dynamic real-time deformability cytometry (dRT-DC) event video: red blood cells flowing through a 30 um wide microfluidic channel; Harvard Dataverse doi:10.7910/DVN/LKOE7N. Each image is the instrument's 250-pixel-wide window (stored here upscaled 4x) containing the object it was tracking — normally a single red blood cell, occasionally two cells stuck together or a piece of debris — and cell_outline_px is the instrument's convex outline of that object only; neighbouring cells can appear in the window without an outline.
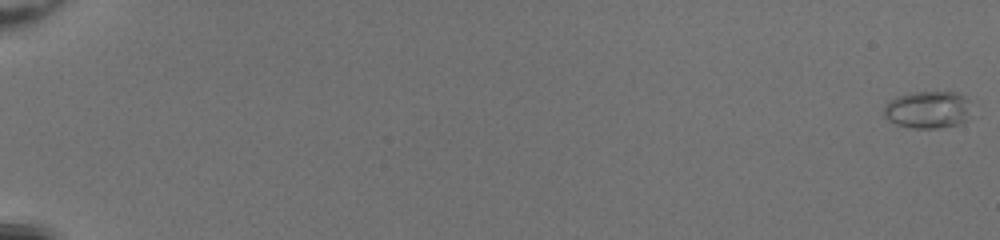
{"species": "common noctule bat (a hibernating species)", "species_latin": "Nyctalus noctula", "temperature_condition": "room temperature", "stored_images_in_passage": 53, "camera_frame_rate_fps": 3000, "um_per_image_px": 0.085, "animal": {"sex": "female", "body_mass_g": 20.0, "forearm_length_mm": 54.0}, "frame": {"image": 1, "passage_image": 1, "time_ms": 0.0, "image_size_px": [1000, 240], "cell_outline_px": [[968, 120], [960, 124], [940, 128], [912, 128], [896, 124], [888, 120], [884, 116], [884, 108], [896, 96], [912, 92], [956, 92], [964, 96], [968, 100]], "centroid_in_image_um": [78.87, 9.33], "position_along_channel_um": 6.1, "area_um2": 18.96}}
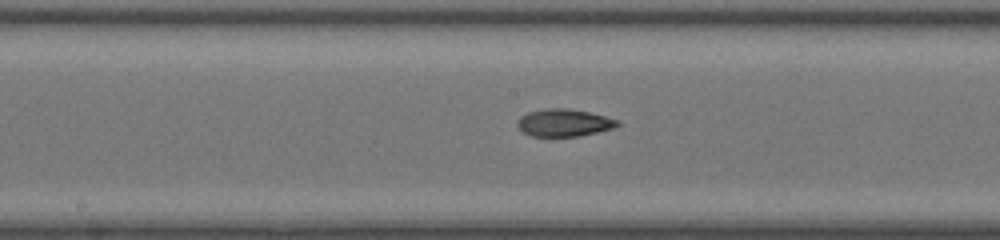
{"frame": {"image": 2, "passage_image": 31, "time_ms": 10.0, "image_size_px": [1000, 240], "cell_outline_px": [[620, 124], [616, 128], [580, 136], [532, 136], [524, 132], [516, 124], [516, 120], [520, 116], [528, 112], [548, 108], [568, 108], [588, 112], [620, 120]], "centroid_in_image_um": [47.96, 10.43], "position_along_channel_um": 200.2, "area_um2": 16.07}}
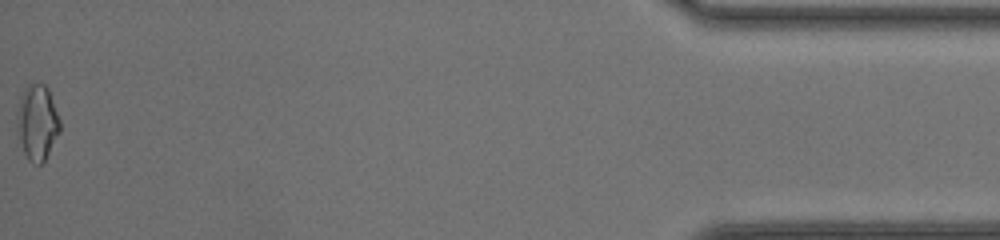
{"frame": {"image": 3, "passage_image": 53, "time_ms": 17.333, "image_size_px": [1000, 240], "cell_outline_px": [[60, 132], [44, 160], [40, 164], [32, 164], [28, 160], [24, 152], [16, 128], [16, 112], [20, 96], [24, 88], [28, 84], [44, 84], [48, 88], [60, 120]], "centroid_in_image_um": [3.14, 10.39], "position_along_channel_um": 432.1, "area_um2": 18.96}, "authors_computed_cell_mechanics": {"area_um2": 16.473, "velocity_mm_per_s": 4.2547, "shape_relaxation_time_tau1_ms": 6.4368, "shape_relaxation_time_tau2_ms": 3.6257, "deformation_change_tau1": 0.2234, "deformation_change_tau2": 0.0877}}